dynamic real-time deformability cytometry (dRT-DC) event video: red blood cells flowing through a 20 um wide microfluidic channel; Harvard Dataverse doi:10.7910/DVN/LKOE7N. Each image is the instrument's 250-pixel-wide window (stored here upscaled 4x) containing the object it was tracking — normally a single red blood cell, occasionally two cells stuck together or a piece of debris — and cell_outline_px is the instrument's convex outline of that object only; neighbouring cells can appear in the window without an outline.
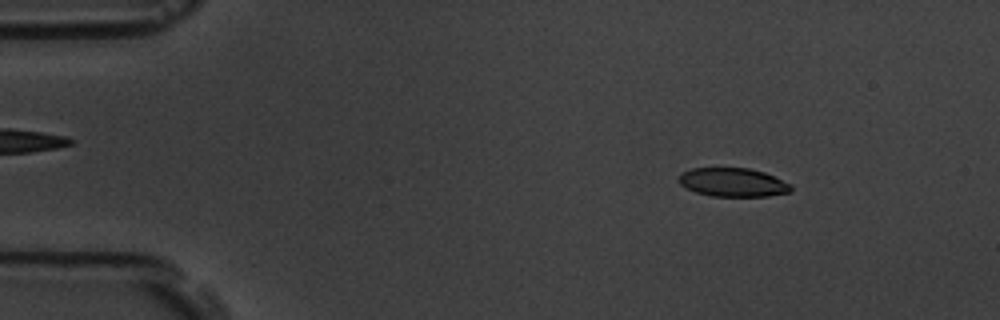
{"species": "common noctule bat (a hibernating species)", "species_latin": "Nyctalus noctula", "temperature_condition": "room temperature", "stored_images_in_passage": 10, "camera_frame_rate_fps": 3000, "um_per_image_px": 0.085, "animal": {"sex": "male", "body_mass_g": 19.5, "forearm_length_mm": 54.6}, "frame": {"image": 1, "passage_image": 1, "time_ms": 0.0, "image_size_px": [1000, 320], "cell_outline_px": [[792, 192], [768, 196], [712, 196], [696, 192], [680, 184], [680, 176], [684, 172], [692, 168], [748, 168], [764, 172], [792, 184]], "centroid_in_image_um": [62.36, 15.5], "position_along_channel_um": 22.6, "area_um2": 18.61}}
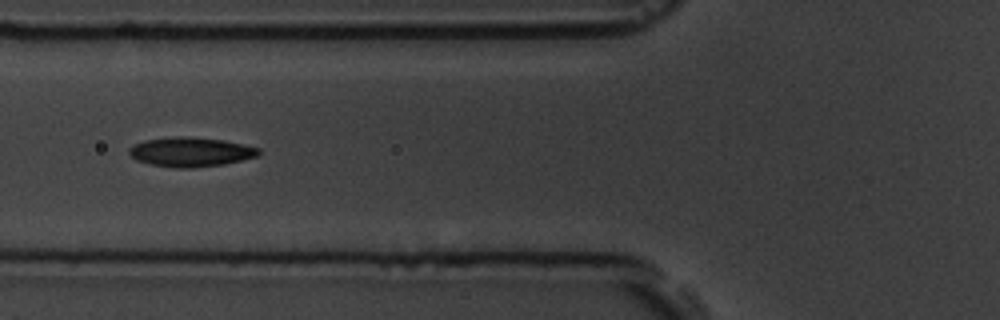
{"frame": {"image": 2, "passage_image": 5, "time_ms": 4.667, "image_size_px": [1000, 320], "cell_outline_px": [[260, 152], [256, 156], [224, 164], [192, 168], [176, 168], [152, 164], [136, 160], [128, 152], [128, 148], [132, 144], [144, 140], [180, 136], [184, 136], [224, 140], [260, 148]], "centroid_in_image_um": [16.17, 12.91], "position_along_channel_um": 109.6, "area_um2": 22.08}}
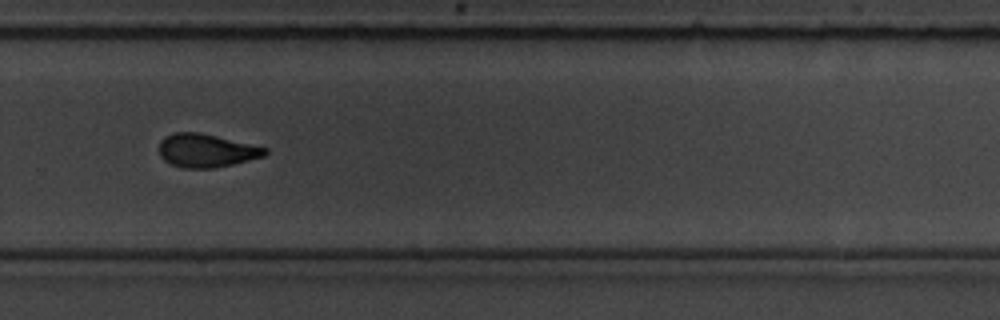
{"frame": {"image": 3, "passage_image": 10, "time_ms": 10.333, "image_size_px": [1000, 320], "cell_outline_px": [[268, 152], [264, 156], [232, 164], [212, 168], [184, 168], [172, 164], [164, 160], [160, 156], [160, 140], [164, 136], [176, 132], [200, 132], [268, 148]], "centroid_in_image_um": [17.52, 12.79], "position_along_channel_um": 312.3, "area_um2": 20.46}}